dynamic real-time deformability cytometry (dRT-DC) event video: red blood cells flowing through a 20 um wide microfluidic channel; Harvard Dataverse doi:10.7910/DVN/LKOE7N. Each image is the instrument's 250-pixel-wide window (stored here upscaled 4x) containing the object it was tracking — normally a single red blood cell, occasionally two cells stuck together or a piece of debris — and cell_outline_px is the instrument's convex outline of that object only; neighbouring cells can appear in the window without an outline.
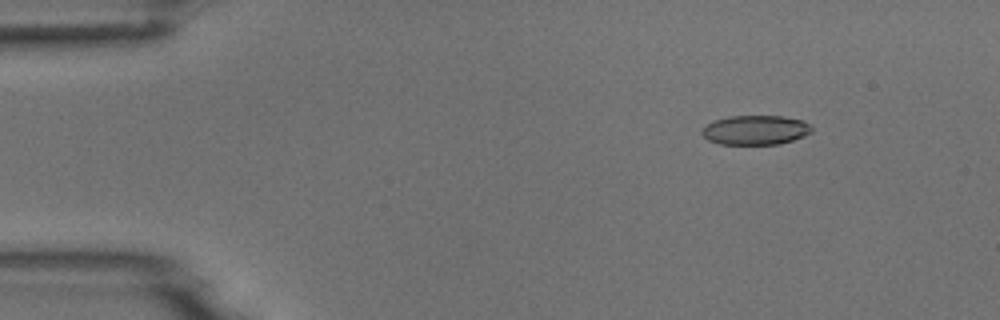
{"species": "common noctule bat (a hibernating species)", "species_latin": "Nyctalus noctula", "temperature_condition": "room temperature", "stored_images_in_passage": 4, "camera_frame_rate_fps": 3000, "um_per_image_px": 0.085, "animal": {"sex": "male", "body_mass_g": 18.8}, "frame": {"image": 1, "passage_image": 2, "time_ms": 0.333, "image_size_px": [1000, 320], "cell_outline_px": [[812, 132], [804, 136], [780, 144], [720, 144], [708, 140], [700, 132], [712, 120], [728, 116], [784, 116], [804, 120], [812, 128]], "centroid_in_image_um": [64.22, 11.04], "position_along_channel_um": 20.8, "area_um2": 18.9}}
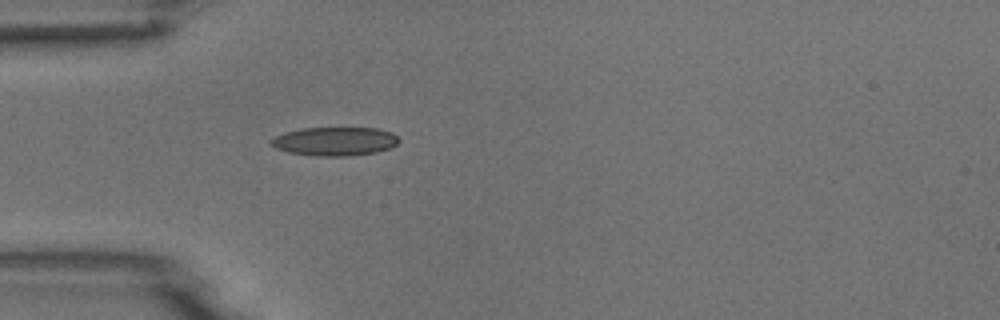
{"frame": {"image": 2, "passage_image": 4, "time_ms": 1.0, "image_size_px": [1000, 320], "cell_outline_px": [[400, 140], [392, 148], [376, 152], [352, 156], [316, 156], [288, 152], [276, 148], [268, 144], [268, 140], [276, 136], [300, 128], [376, 128], [392, 132]], "centroid_in_image_um": [28.46, 12.02], "position_along_channel_um": 56.5, "area_um2": 21.5}}